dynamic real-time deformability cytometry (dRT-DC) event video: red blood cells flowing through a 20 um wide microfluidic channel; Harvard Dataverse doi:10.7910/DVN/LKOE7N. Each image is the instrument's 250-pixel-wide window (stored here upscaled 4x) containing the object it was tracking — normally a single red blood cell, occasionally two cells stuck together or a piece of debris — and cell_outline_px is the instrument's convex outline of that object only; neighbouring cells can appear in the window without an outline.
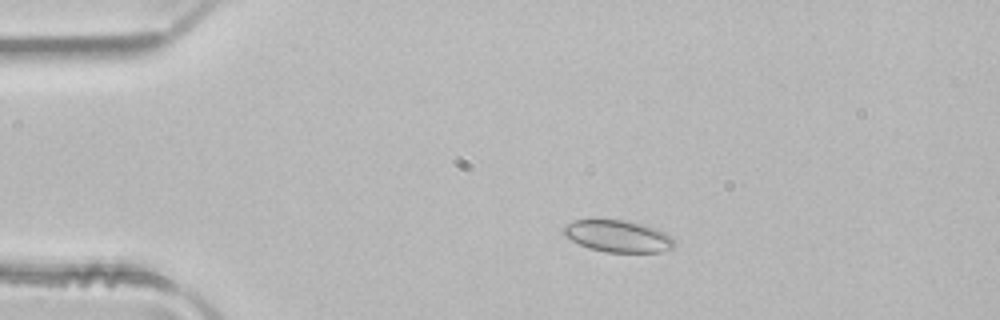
{"species": "common noctule bat (a hibernating species)", "species_latin": "Nyctalus noctula", "temperature_condition": "room temperature", "stored_images_in_passage": 3, "camera_frame_rate_fps": 3000, "um_per_image_px": 0.085, "animal": {"sex": "male", "body_mass_g": 21.5, "forearm_length_mm": 52.0}, "frame": {"image": 1, "passage_image": 2, "time_ms": 0.333, "image_size_px": [1000, 320], "cell_outline_px": [[676, 244], [672, 248], [660, 252], [604, 252], [588, 248], [564, 236], [564, 228], [568, 224], [576, 220], [624, 220], [656, 228], [664, 232]], "centroid_in_image_um": [52.52, 20.09], "position_along_channel_um": 32.5, "area_um2": 20.23}}